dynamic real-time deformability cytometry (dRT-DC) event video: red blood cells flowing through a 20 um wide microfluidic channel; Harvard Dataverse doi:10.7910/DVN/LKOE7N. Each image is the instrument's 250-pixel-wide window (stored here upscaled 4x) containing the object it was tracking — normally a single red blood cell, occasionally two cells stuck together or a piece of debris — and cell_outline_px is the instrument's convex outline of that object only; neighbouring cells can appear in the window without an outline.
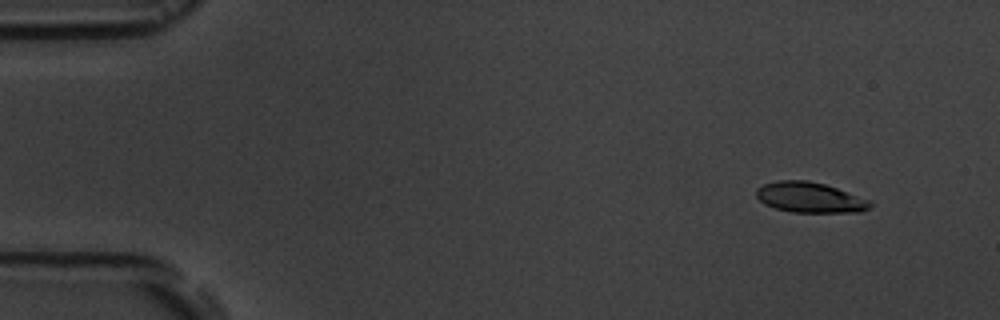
{"species": "common noctule bat (a hibernating species)", "species_latin": "Nyctalus noctula", "temperature_condition": "room temperature", "stored_images_in_passage": 6, "camera_frame_rate_fps": 3000, "um_per_image_px": 0.085, "animal": {"sex": "male", "body_mass_g": 19.5, "forearm_length_mm": 54.6}, "frame": {"image": 1, "passage_image": 1, "time_ms": 0.0, "image_size_px": [1000, 320], "cell_outline_px": [[872, 204], [868, 208], [860, 212], [792, 212], [776, 208], [764, 204], [756, 196], [756, 188], [764, 184], [776, 180], [808, 180], [824, 184], [872, 200]], "centroid_in_image_um": [68.83, 16.78], "position_along_channel_um": 16.2, "area_um2": 20.17}}
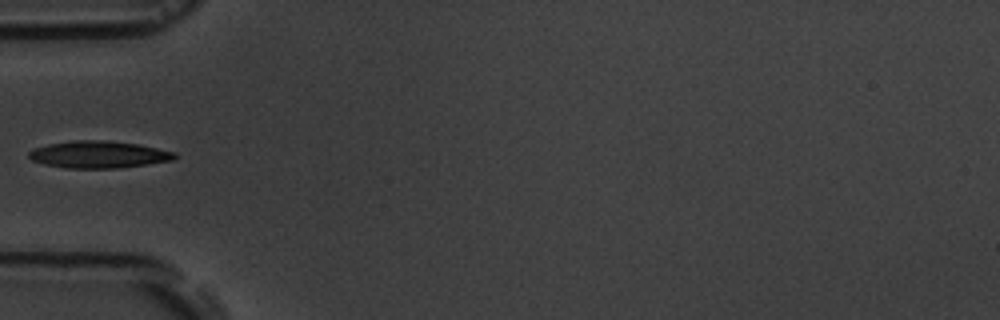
{"frame": {"image": 2, "passage_image": 5, "time_ms": 4.667, "image_size_px": [1000, 320], "cell_outline_px": [[176, 156], [172, 160], [148, 164], [116, 168], [64, 168], [44, 164], [32, 160], [28, 156], [28, 152], [32, 148], [48, 144], [72, 140], [108, 140], [136, 144], [176, 152]], "centroid_in_image_um": [8.33, 13.13], "position_along_channel_um": 76.7, "area_um2": 23.0}}
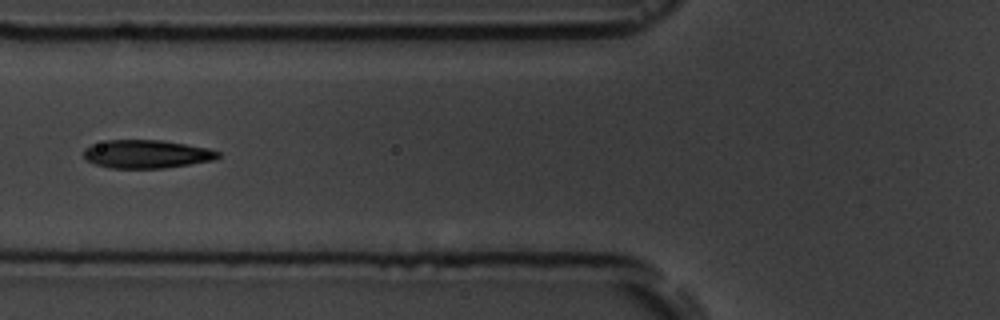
{"frame": {"image": 3, "passage_image": 6, "time_ms": 5.667, "image_size_px": [1000, 320], "cell_outline_px": [[220, 156], [212, 160], [164, 168], [108, 168], [96, 164], [88, 160], [84, 156], [84, 148], [92, 144], [108, 140], [164, 140], [208, 148], [220, 152]], "centroid_in_image_um": [12.45, 13.09], "position_along_channel_um": 113.3, "area_um2": 22.02}}